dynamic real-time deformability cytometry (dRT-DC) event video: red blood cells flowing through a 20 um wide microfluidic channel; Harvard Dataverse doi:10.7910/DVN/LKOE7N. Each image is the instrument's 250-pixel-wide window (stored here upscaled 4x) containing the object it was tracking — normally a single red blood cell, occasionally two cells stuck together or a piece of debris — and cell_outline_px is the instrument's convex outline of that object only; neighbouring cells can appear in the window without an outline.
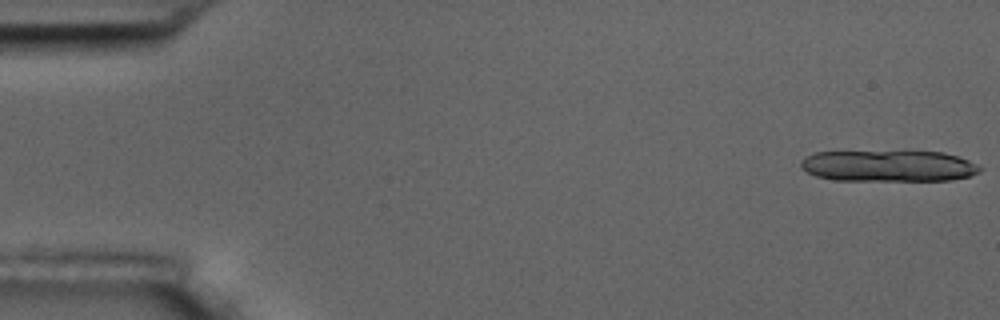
{"species": "common noctule bat (a hibernating species)", "species_latin": "Nyctalus noctula", "temperature_condition": "room temperature", "stored_images_in_passage": 14, "camera_frame_rate_fps": 3000, "um_per_image_px": 0.085, "animal": {"sex": "male", "body_mass_g": 17.5, "forearm_length_mm": 52.3}, "frame": {"image": 1, "passage_image": 1, "time_ms": 0.0, "image_size_px": [1000, 320], "cell_outline_px": [[980, 172], [968, 176], [952, 180], [832, 180], [816, 176], [800, 168], [800, 160], [804, 156], [816, 152], [944, 152], [968, 160], [976, 164], [980, 168]], "centroid_in_image_um": [75.47, 14.11], "position_along_channel_um": 9.5, "area_um2": 32.48}}